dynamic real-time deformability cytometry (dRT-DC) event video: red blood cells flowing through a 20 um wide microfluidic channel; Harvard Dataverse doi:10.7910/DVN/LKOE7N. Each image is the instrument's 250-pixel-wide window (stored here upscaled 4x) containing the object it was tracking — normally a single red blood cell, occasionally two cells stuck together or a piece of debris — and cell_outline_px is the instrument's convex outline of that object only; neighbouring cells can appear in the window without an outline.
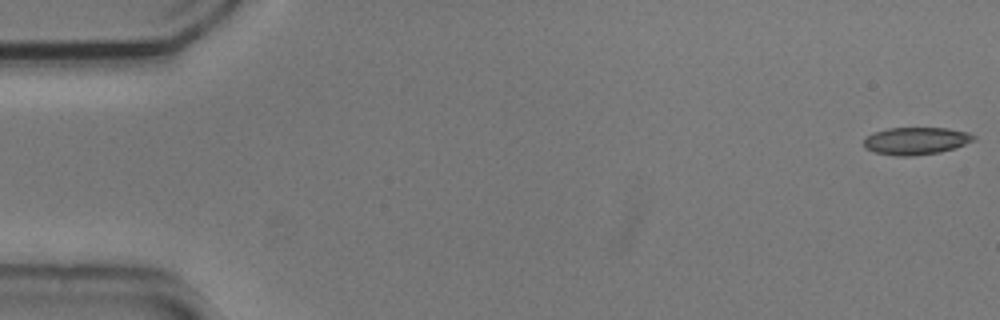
{"species": "common noctule bat (a hibernating species)", "species_latin": "Nyctalus noctula", "temperature_condition": "cold", "stored_images_in_passage": 2, "camera_frame_rate_fps": 3000, "um_per_image_px": 0.085, "animal": {"sex": "male", "body_mass_g": 20.5, "forearm_length_mm": 52.5}, "frame": {"image": 1, "passage_image": 2, "time_ms": 0.333, "image_size_px": [1000, 320], "cell_outline_px": [[976, 140], [956, 148], [940, 152], [912, 156], [896, 156], [872, 152], [864, 148], [864, 140], [868, 136], [876, 132], [888, 128], [948, 128], [968, 132], [976, 136]], "centroid_in_image_um": [77.89, 11.98], "position_along_channel_um": 7.1, "area_um2": 17.69}}